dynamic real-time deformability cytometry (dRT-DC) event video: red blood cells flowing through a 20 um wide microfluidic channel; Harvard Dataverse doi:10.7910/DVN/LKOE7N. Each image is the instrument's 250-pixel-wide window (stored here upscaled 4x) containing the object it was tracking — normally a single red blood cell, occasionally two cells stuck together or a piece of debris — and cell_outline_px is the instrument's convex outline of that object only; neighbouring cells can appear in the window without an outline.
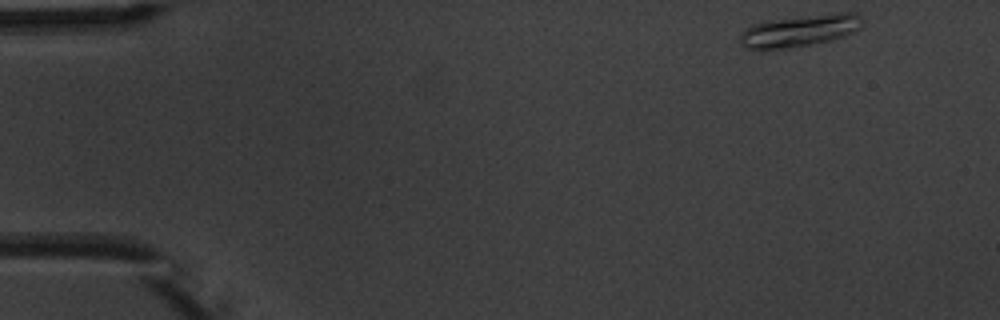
{"species": "common noctule bat (a hibernating species)", "species_latin": "Nyctalus noctula", "temperature_condition": "warm", "stored_images_in_passage": 4, "camera_frame_rate_fps": 3000, "um_per_image_px": 0.085, "animal": {"sex": "male", "body_mass_g": 20.1, "forearm_length_mm": 53.5}, "frame": {"image": 1, "passage_image": 1, "time_ms": 0.0, "image_size_px": [1000, 320], "cell_outline_px": [[864, 24], [856, 32], [832, 40], [792, 48], [764, 52], [760, 52], [744, 48], [740, 44], [740, 36], [744, 28], [752, 24], [764, 20], [840, 12], [856, 12], [864, 20]], "centroid_in_image_um": [67.92, 2.64], "position_along_channel_um": 17.1, "area_um2": 23.87}}